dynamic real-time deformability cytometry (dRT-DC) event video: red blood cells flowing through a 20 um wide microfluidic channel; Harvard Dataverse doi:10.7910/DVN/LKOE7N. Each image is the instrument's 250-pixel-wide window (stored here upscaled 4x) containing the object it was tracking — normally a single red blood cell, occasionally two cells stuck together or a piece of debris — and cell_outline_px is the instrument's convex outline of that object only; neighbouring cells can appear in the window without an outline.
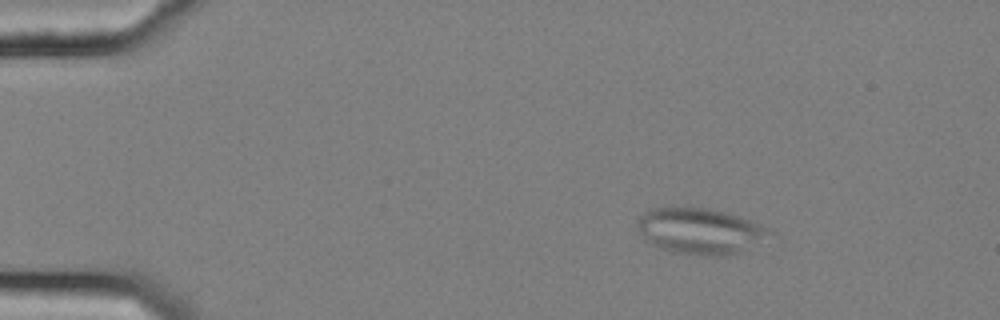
{"species": "common noctule bat (a hibernating species)", "species_latin": "Nyctalus noctula", "temperature_condition": "cold", "stored_images_in_passage": 48, "camera_frame_rate_fps": 3000, "um_per_image_px": 0.085, "animal": {"sex": "female", "body_mass_g": 25.1}, "frame": {"image": 1, "passage_image": 1, "time_ms": 0.0, "image_size_px": [1000, 320], "cell_outline_px": [[772, 232], [736, 252], [728, 256], [700, 256], [672, 252], [660, 248], [644, 240], [636, 228], [636, 220], [644, 212], [652, 208], [708, 208], [724, 212], [760, 224], [768, 228]], "centroid_in_image_um": [59.36, 19.64], "position_along_channel_um": 25.6, "area_um2": 34.74}}
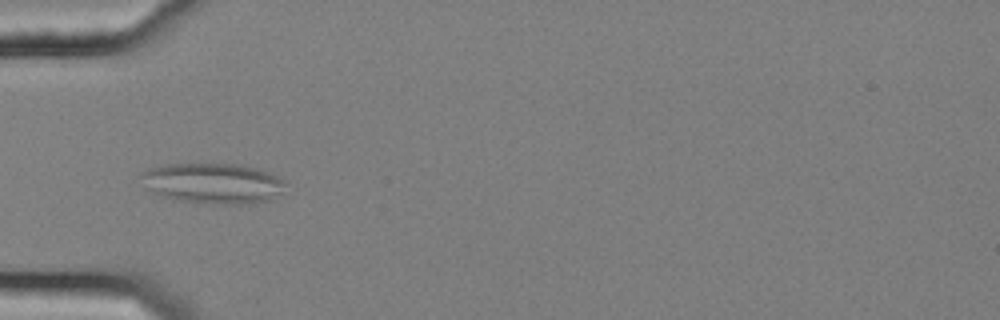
{"frame": {"image": 2, "passage_image": 11, "time_ms": 3.333, "image_size_px": [1000, 320], "cell_outline_px": [[288, 184], [276, 196], [268, 200], [248, 204], [204, 204], [180, 200], [164, 196], [152, 192], [144, 188], [136, 176], [148, 168], [164, 164], [240, 164], [256, 168], [276, 176], [284, 180]], "centroid_in_image_um": [18.03, 15.58], "position_along_channel_um": 67.0, "area_um2": 34.45}}
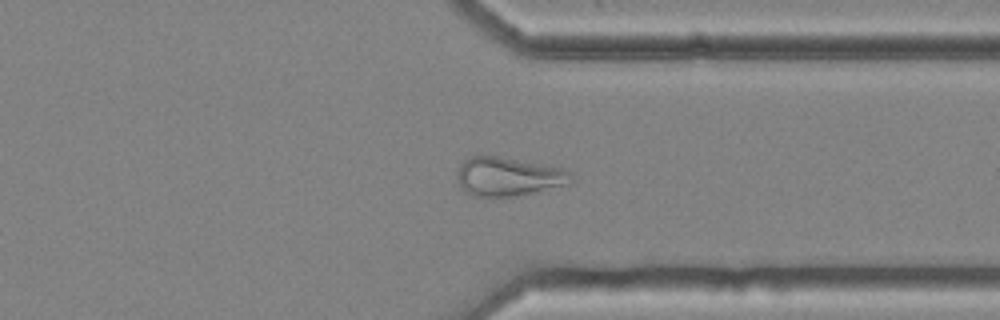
{"frame": {"image": 3, "passage_image": 36, "time_ms": 11.667, "image_size_px": [1000, 320], "cell_outline_px": [[576, 176], [572, 184], [516, 196], [472, 196], [460, 184], [456, 176], [456, 172], [464, 160], [468, 156], [500, 156], [568, 168]], "centroid_in_image_um": [43.32, 14.99], "position_along_channel_um": 368.1, "area_um2": 26.3}, "authors_computed_cell_mechanics": {"area_um2": 27.0215, "velocity_mm_per_s": 3.6265, "shape_relaxation_time_tau1_ms": null, "shape_relaxation_time_tau2_ms": 3.893, "deformation_change_tau1": null, "deformation_change_tau2": 0.1093}}